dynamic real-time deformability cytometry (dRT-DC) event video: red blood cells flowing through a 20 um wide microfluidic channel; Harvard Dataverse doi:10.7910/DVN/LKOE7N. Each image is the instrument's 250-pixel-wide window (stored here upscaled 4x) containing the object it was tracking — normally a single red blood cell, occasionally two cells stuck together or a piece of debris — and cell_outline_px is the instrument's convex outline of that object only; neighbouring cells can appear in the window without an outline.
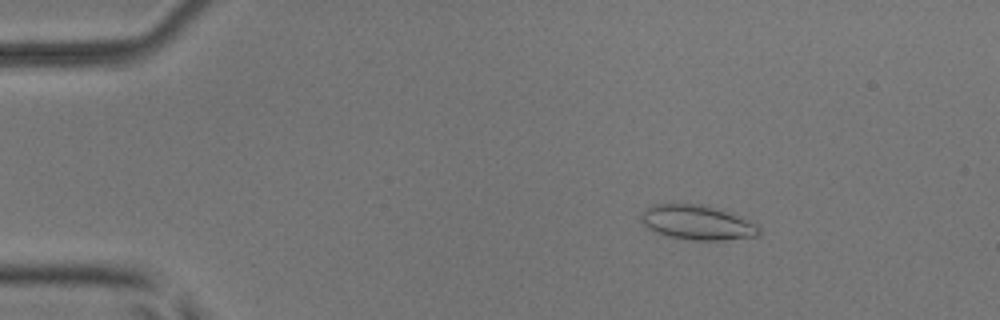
{"species": "common noctule bat (a hibernating species)", "species_latin": "Nyctalus noctula", "temperature_condition": "room temperature", "stored_images_in_passage": 53, "camera_frame_rate_fps": 3000, "um_per_image_px": 0.085, "animal": {"sex": "male", "body_mass_g": 17.9, "forearm_length_mm": 54.2}, "frame": {"image": 1, "passage_image": 9, "time_ms": 2.667, "image_size_px": [1000, 320], "cell_outline_px": [[760, 232], [756, 236], [724, 240], [696, 240], [668, 236], [656, 232], [648, 228], [640, 220], [644, 212], [652, 204], [700, 204], [744, 216], [756, 224], [760, 228]], "centroid_in_image_um": [59.31, 18.91], "position_along_channel_um": 25.7, "area_um2": 23.64}}
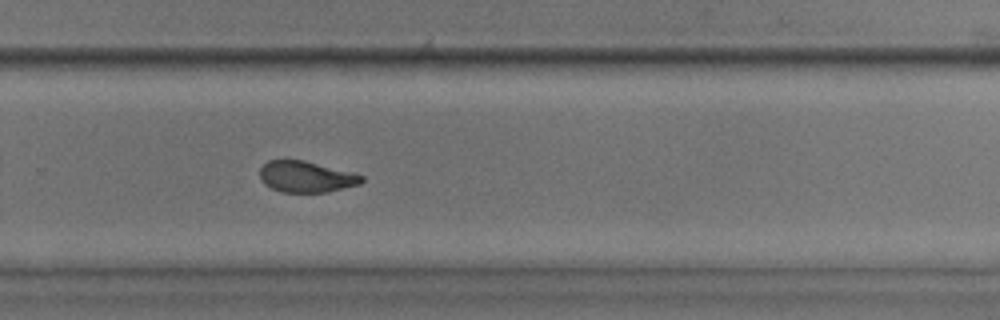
{"frame": {"image": 2, "passage_image": 36, "time_ms": 11.667, "image_size_px": [1000, 320], "cell_outline_px": [[364, 180], [360, 184], [328, 192], [280, 192], [264, 184], [260, 180], [260, 168], [268, 160], [304, 160], [352, 172], [364, 176]], "centroid_in_image_um": [26.02, 15.02], "position_along_channel_um": 303.8, "area_um2": 18.55}}
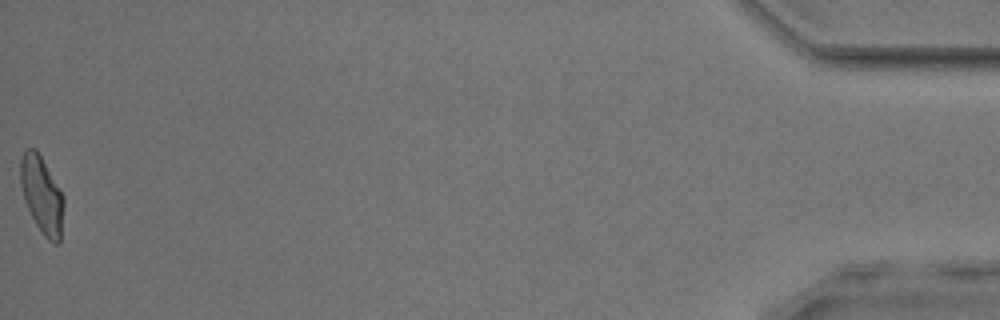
{"frame": {"image": 3, "passage_image": 53, "time_ms": 17.333, "image_size_px": [1000, 320], "cell_outline_px": [[64, 204], [60, 244], [56, 244], [48, 240], [44, 236], [36, 224], [24, 200], [20, 184], [20, 156], [24, 148], [36, 148], [64, 196]], "centroid_in_image_um": [3.55, 16.55], "position_along_channel_um": 431.7, "area_um2": 19.59}, "authors_computed_cell_mechanics": {"area_um2": 19.7098, "velocity_mm_per_s": 3.9628, "shape_relaxation_time_tau1_ms": 6.3019, "shape_relaxation_time_tau2_ms": 1.4473, "deformation_change_tau1": 0.1587, "deformation_change_tau2": 0.0836}}